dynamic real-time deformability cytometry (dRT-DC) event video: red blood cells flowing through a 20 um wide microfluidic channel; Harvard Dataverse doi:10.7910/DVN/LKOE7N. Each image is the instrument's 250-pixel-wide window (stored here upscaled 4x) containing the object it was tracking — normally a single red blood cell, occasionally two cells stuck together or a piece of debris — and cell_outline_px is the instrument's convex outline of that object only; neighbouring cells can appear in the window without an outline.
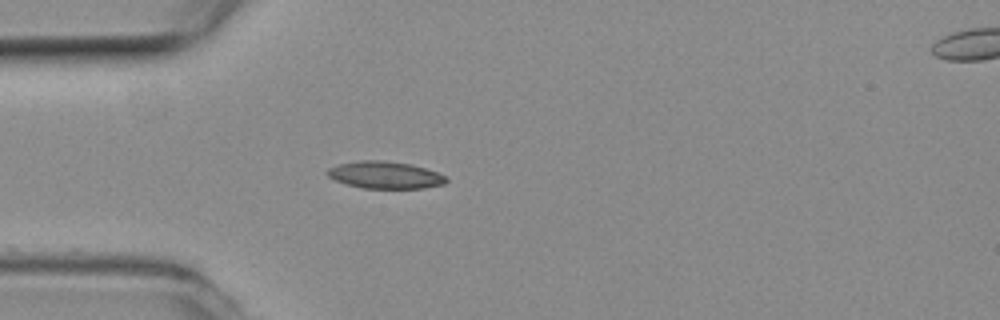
{"species": "common noctule bat (a hibernating species)", "species_latin": "Nyctalus noctula", "temperature_condition": "room temperature", "stored_images_in_passage": 40, "camera_frame_rate_fps": 3000, "um_per_image_px": 0.085, "animal": {"sex": "female", "body_mass_g": 19.3, "forearm_length_mm": 54.1}, "frame": {"image": 1, "passage_image": 1, "time_ms": 0.0, "image_size_px": [1000, 320], "cell_outline_px": [[448, 180], [444, 184], [424, 188], [364, 188], [348, 184], [336, 180], [328, 176], [324, 172], [328, 168], [340, 164], [360, 160], [384, 160], [408, 164], [424, 168], [448, 176]], "centroid_in_image_um": [32.74, 14.87], "position_along_channel_um": 52.3, "area_um2": 18.67}}
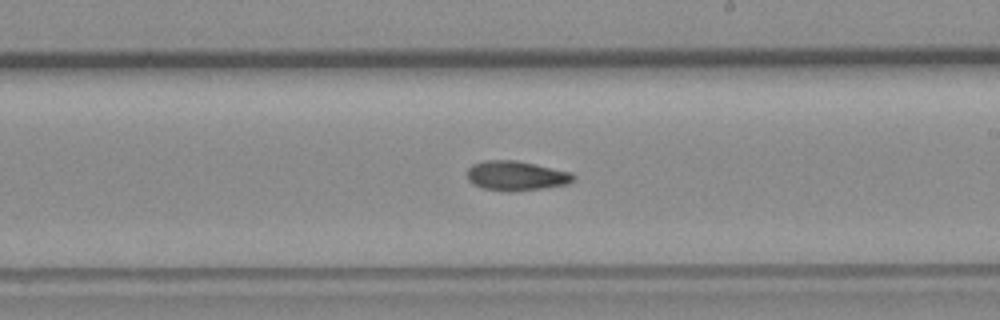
{"frame": {"image": 2, "passage_image": 17, "time_ms": 5.333, "image_size_px": [1000, 320], "cell_outline_px": [[576, 176], [568, 184], [544, 188], [508, 192], [484, 188], [472, 184], [468, 180], [468, 168], [472, 164], [484, 160], [516, 160], [572, 172]], "centroid_in_image_um": [43.87, 14.94], "position_along_channel_um": 245.1, "area_um2": 18.38}}
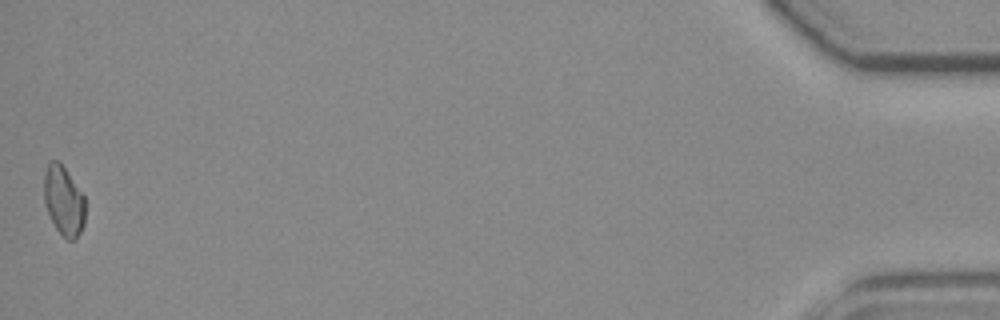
{"frame": {"image": 3, "passage_image": 40, "time_ms": 13.0, "image_size_px": [1000, 320], "cell_outline_px": [[84, 224], [76, 240], [68, 240], [56, 228], [44, 204], [44, 172], [48, 164], [52, 160], [56, 160], [64, 168], [84, 196]], "centroid_in_image_um": [5.4, 17.08], "position_along_channel_um": 429.8, "area_um2": 16.36}, "authors_computed_cell_mechanics": {"area_um2": 17.6579, "velocity_mm_per_s": 3.7518, "shape_relaxation_time_tau1_ms": null, "shape_relaxation_time_tau2_ms": 6.3778, "deformation_change_tau1": null, "deformation_change_tau2": 0.1142}}